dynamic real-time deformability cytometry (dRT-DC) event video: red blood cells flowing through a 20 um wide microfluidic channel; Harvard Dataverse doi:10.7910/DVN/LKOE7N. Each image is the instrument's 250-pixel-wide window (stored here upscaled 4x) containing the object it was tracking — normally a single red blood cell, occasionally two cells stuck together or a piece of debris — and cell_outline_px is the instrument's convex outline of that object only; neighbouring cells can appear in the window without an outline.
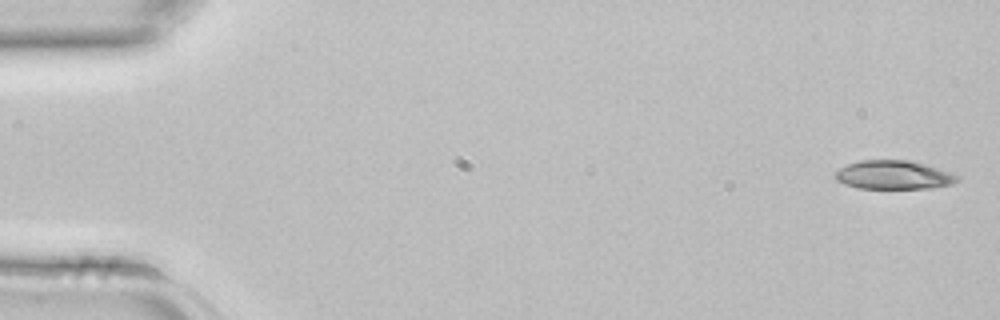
{"species": "common noctule bat (a hibernating species)", "species_latin": "Nyctalus noctula", "temperature_condition": "room temperature", "stored_images_in_passage": 3, "camera_frame_rate_fps": 3000, "um_per_image_px": 0.085, "animal": {"sex": "female", "body_mass_g": 22.7, "forearm_length_mm": 54.2}, "frame": {"image": 1, "passage_image": 1, "time_ms": 0.0, "image_size_px": [1000, 320], "cell_outline_px": [[960, 180], [952, 184], [932, 188], [856, 188], [844, 184], [836, 180], [832, 176], [832, 172], [848, 164], [860, 160], [908, 160], [924, 164], [960, 176]], "centroid_in_image_um": [75.9, 14.87], "position_along_channel_um": 9.1, "area_um2": 20.52}}
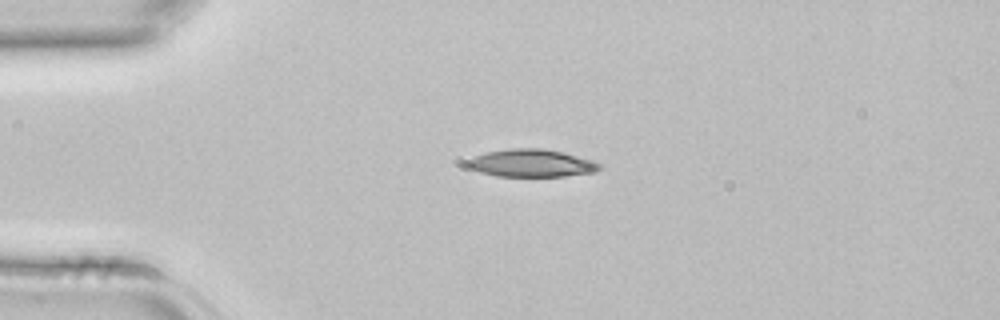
{"frame": {"image": 2, "passage_image": 2, "time_ms": 0.333, "image_size_px": [1000, 320], "cell_outline_px": [[604, 164], [596, 172], [564, 176], [496, 176], [480, 172], [468, 168], [468, 160], [484, 152], [508, 148], [544, 148], [564, 152], [592, 160]], "centroid_in_image_um": [45.2, 13.86], "position_along_channel_um": 39.8, "area_um2": 21.44}}
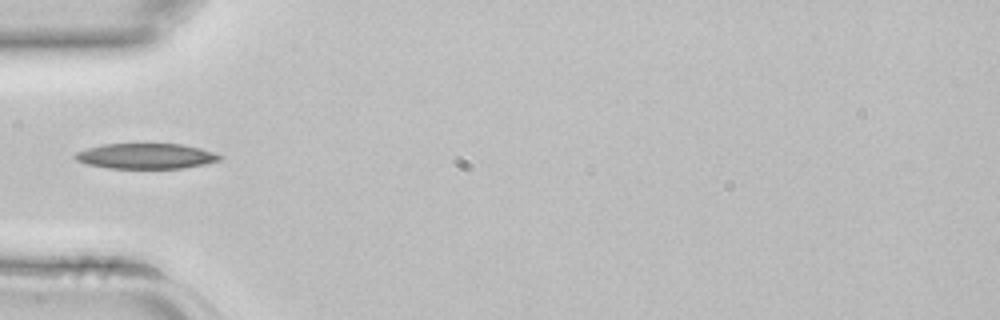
{"frame": {"image": 3, "passage_image": 3, "time_ms": 0.667, "image_size_px": [1000, 320], "cell_outline_px": [[224, 156], [220, 160], [204, 164], [184, 168], [108, 168], [88, 164], [76, 160], [72, 156], [76, 152], [88, 148], [104, 144], [184, 144], [216, 152]], "centroid_in_image_um": [12.44, 13.26], "position_along_channel_um": 72.6, "area_um2": 21.44}}